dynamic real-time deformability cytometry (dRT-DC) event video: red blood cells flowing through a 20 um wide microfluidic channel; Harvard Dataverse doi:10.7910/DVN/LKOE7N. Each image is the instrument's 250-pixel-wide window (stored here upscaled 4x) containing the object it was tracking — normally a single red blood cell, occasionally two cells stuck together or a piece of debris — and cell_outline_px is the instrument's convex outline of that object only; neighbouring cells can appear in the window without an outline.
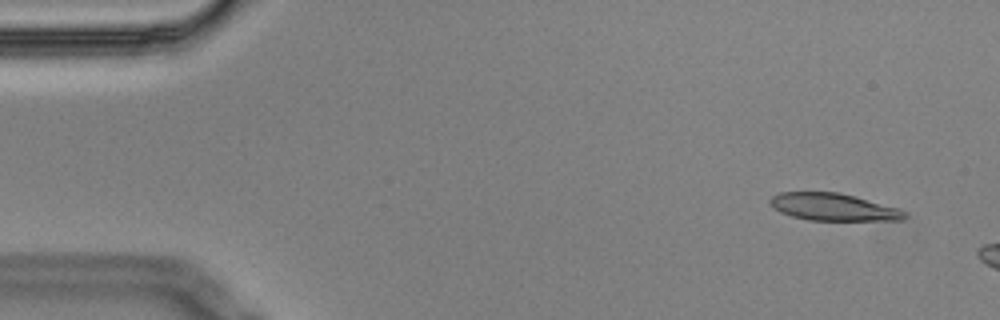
{"species": "Egyptian fruit bat (a non-hibernating species)", "species_latin": "Rousettus aegyptiacus", "temperature_condition": "cold", "stored_images_in_passage": 3, "camera_frame_rate_fps": 3000, "um_per_image_px": 0.085, "animal": {"sex": "male"}, "frame": {"image": 1, "passage_image": 1, "time_ms": 0.0, "image_size_px": [1000, 320], "cell_outline_px": [[908, 216], [904, 220], [808, 220], [792, 216], [780, 212], [768, 204], [768, 200], [772, 196], [780, 192], [840, 192], [900, 208], [908, 212]], "centroid_in_image_um": [70.86, 17.59], "position_along_channel_um": 14.1, "area_um2": 21.68}}